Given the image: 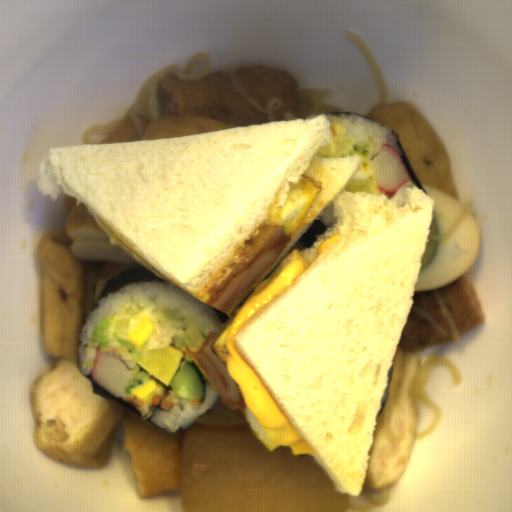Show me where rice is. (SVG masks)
Masks as SVG:
<instances>
[{
  "instance_id": "1",
  "label": "rice",
  "mask_w": 512,
  "mask_h": 512,
  "mask_svg": "<svg viewBox=\"0 0 512 512\" xmlns=\"http://www.w3.org/2000/svg\"><path fill=\"white\" fill-rule=\"evenodd\" d=\"M104 318L111 321L117 336L128 340L129 332L140 320L146 318L152 323L153 332L142 345L133 344L135 351L115 348L124 359L137 363L148 351L161 345L173 347L177 330L198 325L207 338L210 331L219 335L224 328L218 309L163 280L139 281L122 287L96 304L83 325L77 360L79 371L89 376L96 350L101 348L93 330Z\"/></svg>"
},
{
  "instance_id": "2",
  "label": "rice",
  "mask_w": 512,
  "mask_h": 512,
  "mask_svg": "<svg viewBox=\"0 0 512 512\" xmlns=\"http://www.w3.org/2000/svg\"><path fill=\"white\" fill-rule=\"evenodd\" d=\"M181 361H186L182 360ZM192 366L202 384V401H185L178 399L168 388L162 397H154L146 404L131 394V390L148 381V374L142 369L136 368L130 383L128 395L125 399L136 405L139 417L148 420L155 426L170 433L187 431L204 414H206L220 399L219 394L204 375L198 364L193 361H186Z\"/></svg>"
},
{
  "instance_id": "3",
  "label": "rice",
  "mask_w": 512,
  "mask_h": 512,
  "mask_svg": "<svg viewBox=\"0 0 512 512\" xmlns=\"http://www.w3.org/2000/svg\"><path fill=\"white\" fill-rule=\"evenodd\" d=\"M323 116L328 118L330 121L336 120L340 125H344L346 134L352 136L361 144H367L370 137L374 138V144L368 151V160L373 159L383 146H388L395 150L403 160L397 136L390 129L381 126L372 120L356 115H339L330 113ZM404 165L406 167L405 162Z\"/></svg>"
}]
</instances>
